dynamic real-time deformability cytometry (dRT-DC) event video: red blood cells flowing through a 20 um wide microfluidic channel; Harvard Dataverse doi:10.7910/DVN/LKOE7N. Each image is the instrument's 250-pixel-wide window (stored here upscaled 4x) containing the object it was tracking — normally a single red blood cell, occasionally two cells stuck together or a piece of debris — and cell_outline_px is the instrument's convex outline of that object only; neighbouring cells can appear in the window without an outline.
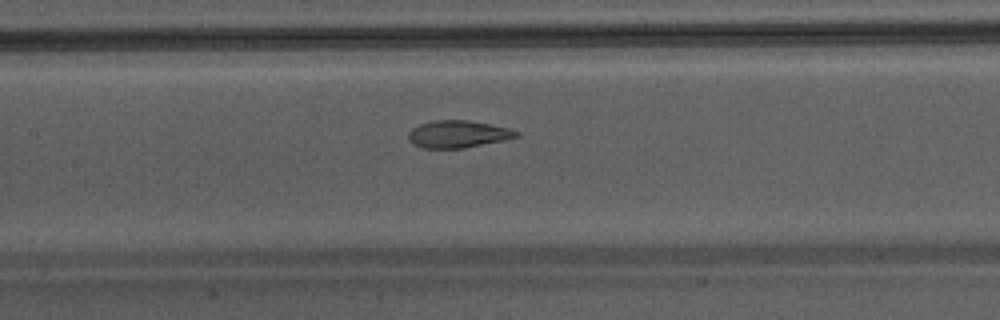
{"species": "Egyptian fruit bat (a non-hibernating species)", "species_latin": "Rousettus aegyptiacus", "temperature_condition": "warm", "stored_images_in_passage": 32, "camera_frame_rate_fps": 3000, "um_per_image_px": 0.085, "animal": {"sex": "male"}, "frame": {"image": 1, "passage_image": 8, "time_ms": 2.333, "image_size_px": [1000, 320], "cell_outline_px": [[520, 136], [504, 140], [464, 148], [424, 148], [412, 144], [408, 140], [408, 132], [412, 128], [420, 124], [432, 120], [468, 120], [508, 128], [520, 132]], "centroid_in_image_um": [38.9, 11.4], "position_along_channel_um": 168.5, "area_um2": 17.17}}
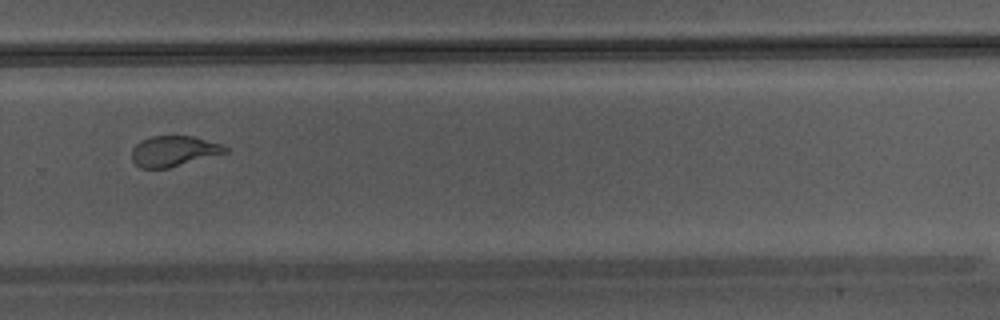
{"frame": {"image": 2, "passage_image": 18, "time_ms": 5.667, "image_size_px": [1000, 320], "cell_outline_px": [[228, 152], [168, 168], [140, 168], [132, 160], [132, 148], [140, 140], [152, 136], [192, 136], [220, 144], [228, 148]], "centroid_in_image_um": [14.73, 12.84], "position_along_channel_um": 315.1, "area_um2": 16.47}}
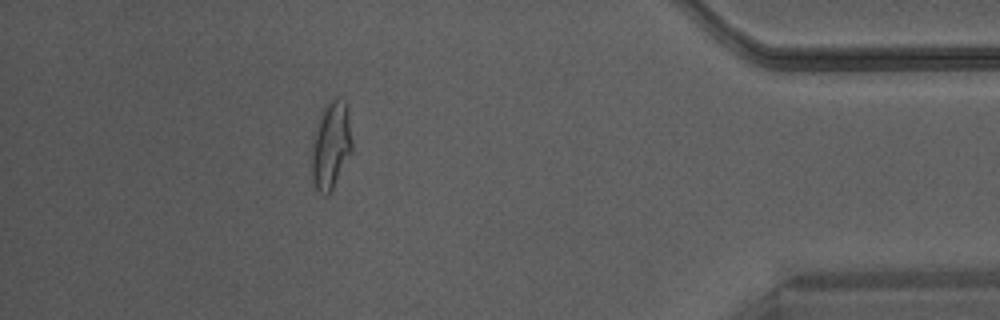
{"frame": {"image": 3, "passage_image": 27, "time_ms": 8.667, "image_size_px": [1000, 320], "cell_outline_px": [[352, 152], [328, 196], [324, 196], [316, 188], [312, 180], [312, 136], [320, 112], [324, 104], [328, 100], [336, 96], [344, 100], [348, 108], [352, 140]], "centroid_in_image_um": [28.12, 12.29], "position_along_channel_um": 407.1, "area_um2": 21.1}}